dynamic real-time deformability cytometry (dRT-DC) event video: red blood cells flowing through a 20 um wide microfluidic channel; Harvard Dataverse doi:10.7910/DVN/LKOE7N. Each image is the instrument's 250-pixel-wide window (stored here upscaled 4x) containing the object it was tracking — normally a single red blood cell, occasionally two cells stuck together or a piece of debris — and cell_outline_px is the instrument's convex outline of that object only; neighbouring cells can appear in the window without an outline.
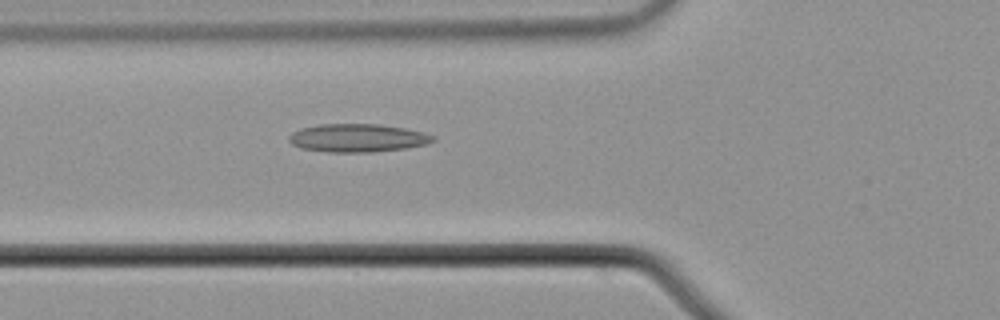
{"species": "common noctule bat (a hibernating species)", "species_latin": "Nyctalus noctula", "temperature_condition": "cold", "stored_images_in_passage": 42, "camera_frame_rate_fps": 3000, "um_per_image_px": 0.085, "animal": {"sex": "male", "body_mass_g": 21.5, "forearm_length_mm": 52.0}, "frame": {"image": 1, "passage_image": 7, "time_ms": 2.0, "image_size_px": [1000, 320], "cell_outline_px": [[436, 140], [428, 144], [404, 148], [372, 152], [328, 152], [300, 148], [292, 144], [288, 140], [288, 136], [292, 132], [300, 128], [320, 124], [380, 124], [404, 128], [424, 132], [436, 136]], "centroid_in_image_um": [30.4, 11.72], "position_along_channel_um": 95.4, "area_um2": 23.81}}
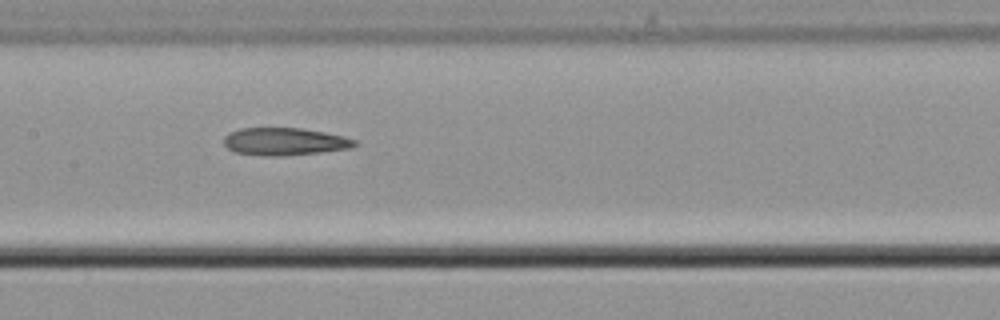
{"frame": {"image": 2, "passage_image": 14, "time_ms": 4.333, "image_size_px": [1000, 320], "cell_outline_px": [[356, 144], [352, 148], [320, 152], [284, 156], [264, 156], [236, 152], [228, 148], [224, 144], [224, 136], [228, 132], [240, 128], [300, 128], [324, 132], [344, 136], [356, 140]], "centroid_in_image_um": [24.18, 12.03], "position_along_channel_um": 183.2, "area_um2": 21.04}}
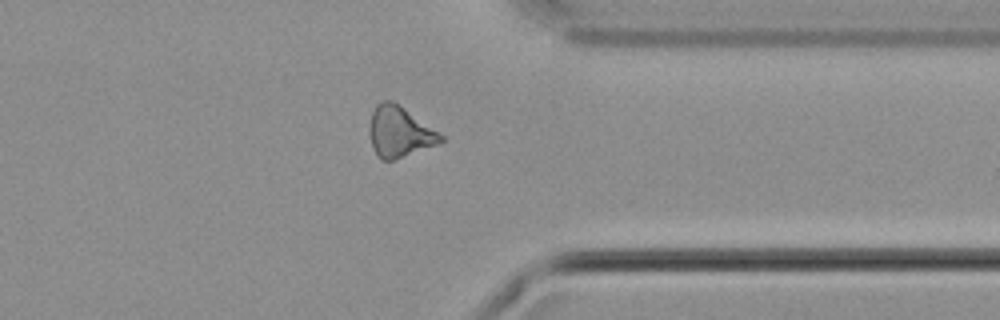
{"frame": {"image": 3, "passage_image": 30, "time_ms": 9.667, "image_size_px": [1000, 320], "cell_outline_px": [[444, 140], [436, 144], [392, 160], [380, 160], [376, 156], [368, 132], [368, 128], [372, 112], [376, 104], [384, 100], [392, 100], [400, 104], [444, 136]], "centroid_in_image_um": [33.91, 11.18], "position_along_channel_um": 377.5, "area_um2": 20.98}}